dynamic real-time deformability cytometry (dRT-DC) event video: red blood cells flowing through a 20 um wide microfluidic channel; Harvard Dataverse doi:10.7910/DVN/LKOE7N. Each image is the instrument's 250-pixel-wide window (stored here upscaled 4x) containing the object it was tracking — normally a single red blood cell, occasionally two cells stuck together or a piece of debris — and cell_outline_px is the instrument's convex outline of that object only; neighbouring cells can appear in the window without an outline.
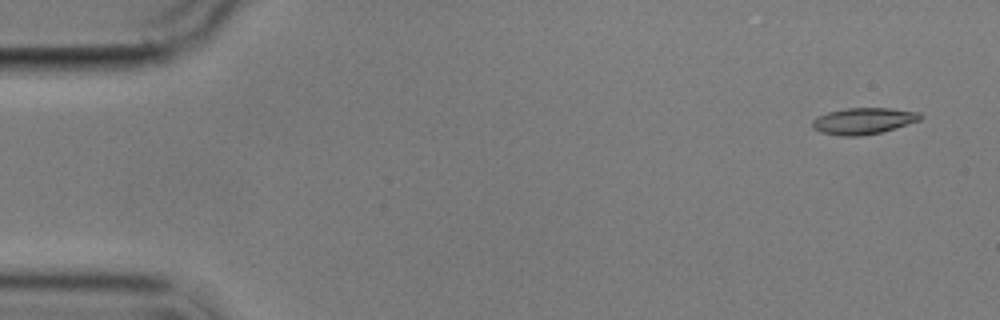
{"species": "common noctule bat (a hibernating species)", "species_latin": "Nyctalus noctula", "temperature_condition": "cold", "stored_images_in_passage": 7, "camera_frame_rate_fps": 3000, "um_per_image_px": 0.085, "animal": {"sex": "male", "body_mass_g": 17.9}, "frame": {"image": 1, "passage_image": 1, "time_ms": 0.0, "image_size_px": [1000, 320], "cell_outline_px": [[924, 116], [920, 120], [880, 132], [860, 136], [840, 136], [820, 132], [812, 128], [812, 120], [828, 112], [848, 108], [892, 108], [920, 112]], "centroid_in_image_um": [73.39, 10.28], "position_along_channel_um": 11.6, "area_um2": 16.53}}
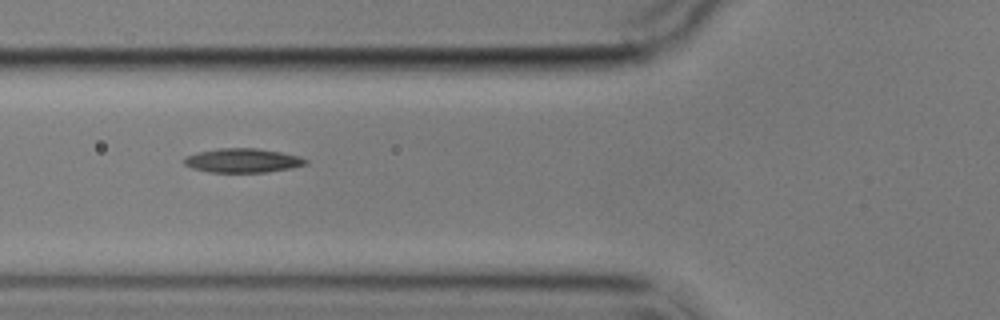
{"frame": {"image": 2, "passage_image": 6, "time_ms": 6.0, "image_size_px": [1000, 320], "cell_outline_px": [[308, 164], [292, 168], [264, 172], [208, 172], [192, 168], [184, 164], [184, 160], [188, 156], [200, 152], [216, 148], [256, 148], [280, 152], [300, 156], [308, 160]], "centroid_in_image_um": [20.66, 13.64], "position_along_channel_um": 105.1, "area_um2": 16.99}}
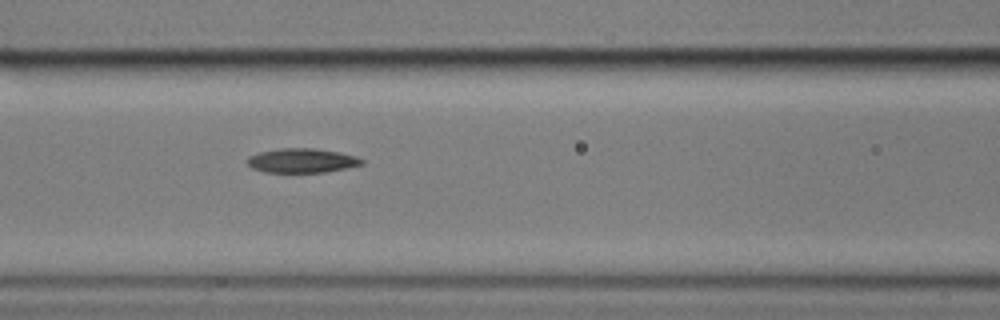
{"frame": {"image": 3, "passage_image": 7, "time_ms": 7.0, "image_size_px": [1000, 320], "cell_outline_px": [[364, 164], [348, 168], [324, 172], [264, 172], [252, 168], [244, 160], [248, 156], [260, 152], [280, 148], [316, 148], [340, 152], [356, 156], [364, 160]], "centroid_in_image_um": [25.66, 13.64], "position_along_channel_um": 140.9, "area_um2": 16.42}}